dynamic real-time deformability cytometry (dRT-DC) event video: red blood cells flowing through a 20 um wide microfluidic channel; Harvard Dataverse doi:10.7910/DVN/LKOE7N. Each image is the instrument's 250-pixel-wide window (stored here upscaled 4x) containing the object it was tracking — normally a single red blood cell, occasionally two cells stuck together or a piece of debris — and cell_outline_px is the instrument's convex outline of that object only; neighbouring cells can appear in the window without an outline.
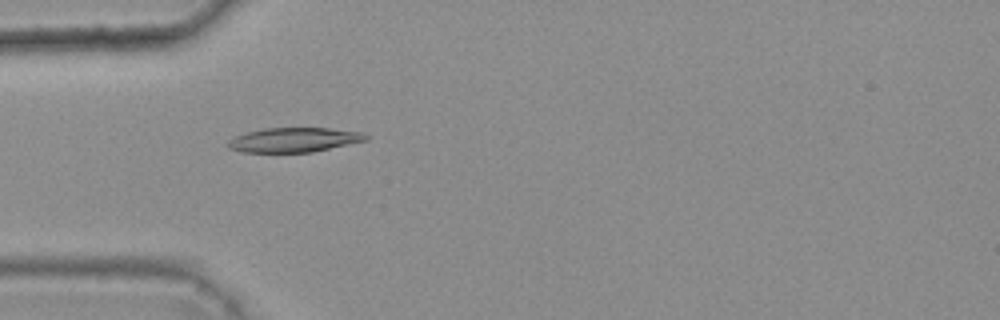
{"species": "common noctule bat (a hibernating species)", "species_latin": "Nyctalus noctula", "temperature_condition": "warm", "stored_images_in_passage": 5, "camera_frame_rate_fps": 3000, "um_per_image_px": 0.085, "animal": {"sex": "female", "body_mass_g": 25.1}, "frame": {"image": 1, "passage_image": 4, "time_ms": 1.0, "image_size_px": [1000, 320], "cell_outline_px": [[368, 140], [312, 152], [244, 152], [228, 148], [228, 140], [232, 136], [264, 128], [328, 128], [360, 132], [368, 136]], "centroid_in_image_um": [24.96, 11.89], "position_along_channel_um": 60.0, "area_um2": 19.59}}
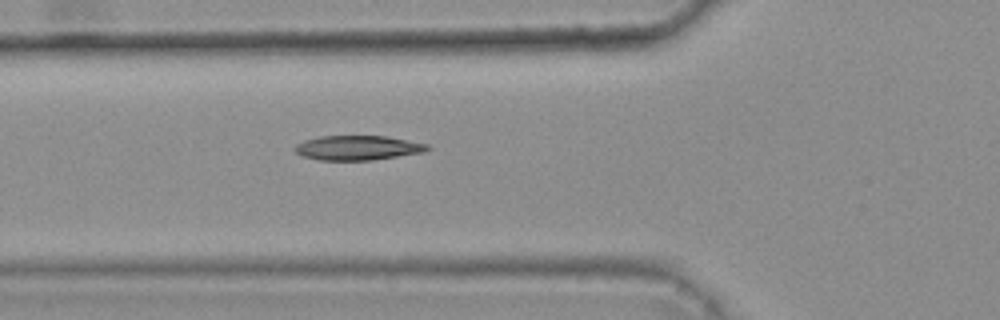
{"frame": {"image": 2, "passage_image": 5, "time_ms": 1.333, "image_size_px": [1000, 320], "cell_outline_px": [[432, 148], [424, 152], [372, 160], [320, 160], [304, 156], [296, 152], [292, 148], [296, 144], [304, 140], [320, 136], [384, 136], [428, 144]], "centroid_in_image_um": [30.4, 12.56], "position_along_channel_um": 95.4, "area_um2": 18.9}}